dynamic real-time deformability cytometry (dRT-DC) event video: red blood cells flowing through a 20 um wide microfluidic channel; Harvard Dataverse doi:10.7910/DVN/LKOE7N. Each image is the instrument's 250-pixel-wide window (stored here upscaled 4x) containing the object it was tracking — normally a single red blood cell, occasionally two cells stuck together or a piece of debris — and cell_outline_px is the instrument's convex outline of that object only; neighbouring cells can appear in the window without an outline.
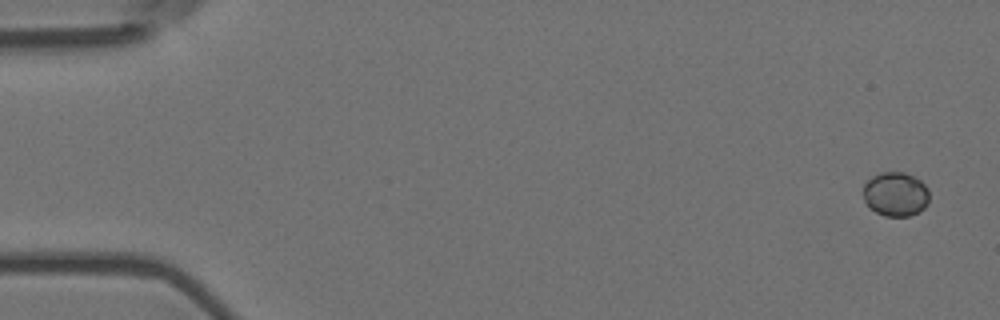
{"species": "Egyptian fruit bat (a non-hibernating species)", "species_latin": "Rousettus aegyptiacus", "temperature_condition": "room temperature", "stored_images_in_passage": 5, "camera_frame_rate_fps": 3000, "um_per_image_px": 0.085, "animal": {"sex": "female"}, "frame": {"image": 1, "passage_image": 1, "time_ms": 0.0, "image_size_px": [1000, 320], "cell_outline_px": [[928, 204], [920, 212], [908, 216], [884, 216], [868, 208], [864, 200], [864, 184], [872, 176], [880, 172], [904, 172], [920, 180], [928, 188]], "centroid_in_image_um": [76.12, 16.51], "position_along_channel_um": 8.9, "area_um2": 17.17}}
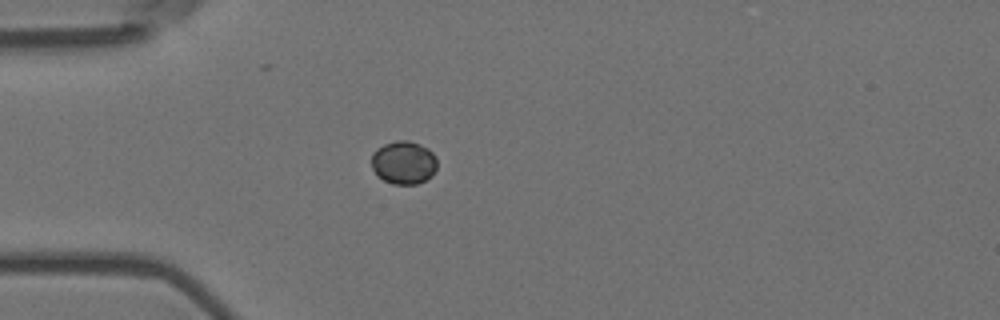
{"frame": {"image": 2, "passage_image": 5, "time_ms": 1.333, "image_size_px": [1000, 320], "cell_outline_px": [[436, 168], [424, 180], [416, 184], [392, 184], [376, 176], [372, 168], [372, 152], [376, 148], [384, 144], [396, 140], [408, 140], [420, 144], [428, 148], [432, 152], [436, 160]], "centroid_in_image_um": [34.26, 13.8], "position_along_channel_um": 50.7, "area_um2": 16.47}}